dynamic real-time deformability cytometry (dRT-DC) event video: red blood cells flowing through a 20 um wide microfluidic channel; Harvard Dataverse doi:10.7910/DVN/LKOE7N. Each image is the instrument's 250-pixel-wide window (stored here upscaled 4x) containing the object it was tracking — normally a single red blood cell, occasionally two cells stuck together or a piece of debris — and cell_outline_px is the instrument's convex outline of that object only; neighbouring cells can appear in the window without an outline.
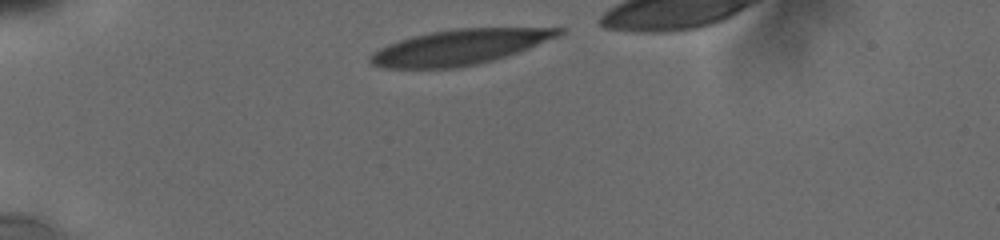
{"species": "human", "species_latin": "Homo sapiens", "temperature_condition": "cold", "stored_images_in_passage": 7, "camera_frame_rate_fps": 3000, "um_per_image_px": 0.085, "donor": {"sex": "male"}, "frame": {"image": 1, "passage_image": 1, "time_ms": 0.0, "image_size_px": [1000, 240], "cell_outline_px": [[568, 32], [560, 36], [528, 48], [492, 60], [476, 64], [452, 68], [384, 68], [372, 64], [368, 60], [368, 56], [372, 52], [388, 44], [412, 36], [432, 32], [456, 28], [564, 28]], "centroid_in_image_um": [39.06, 4.0], "position_along_channel_um": 45.9, "area_um2": 38.38}}